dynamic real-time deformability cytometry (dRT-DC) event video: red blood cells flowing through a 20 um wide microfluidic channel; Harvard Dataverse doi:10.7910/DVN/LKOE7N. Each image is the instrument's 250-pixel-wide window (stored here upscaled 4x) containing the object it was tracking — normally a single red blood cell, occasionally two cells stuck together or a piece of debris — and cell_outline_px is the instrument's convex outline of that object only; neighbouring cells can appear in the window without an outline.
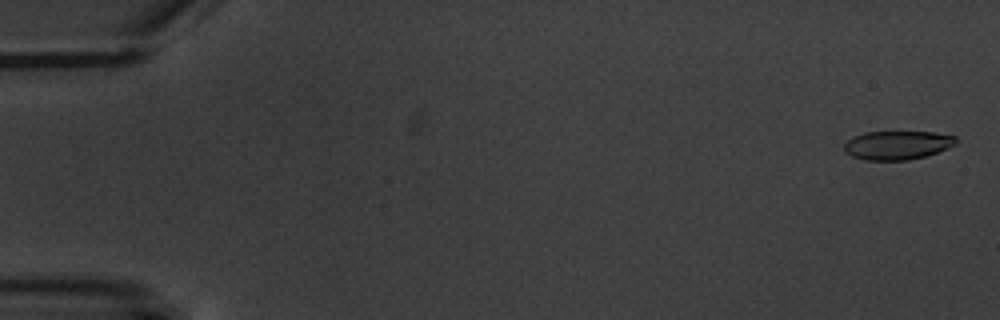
{"species": "common noctule bat (a hibernating species)", "species_latin": "Nyctalus noctula", "temperature_condition": "warm", "stored_images_in_passage": 3, "segment_of_instrument_passage": [2, 2], "camera_frame_rate_fps": 3000, "um_per_image_px": 0.085, "animal": {"sex": "male", "body_mass_g": 20.1, "forearm_length_mm": 53.5}, "frame": {"image": 1, "passage_image": 3, "time_ms": 2.333, "image_size_px": [1000, 320], "cell_outline_px": [[956, 144], [928, 156], [908, 160], [864, 160], [852, 156], [844, 152], [844, 144], [852, 136], [864, 132], [932, 132], [956, 136]], "centroid_in_image_um": [76.25, 12.34], "position_along_channel_um": 8.8, "area_um2": 18.84}}